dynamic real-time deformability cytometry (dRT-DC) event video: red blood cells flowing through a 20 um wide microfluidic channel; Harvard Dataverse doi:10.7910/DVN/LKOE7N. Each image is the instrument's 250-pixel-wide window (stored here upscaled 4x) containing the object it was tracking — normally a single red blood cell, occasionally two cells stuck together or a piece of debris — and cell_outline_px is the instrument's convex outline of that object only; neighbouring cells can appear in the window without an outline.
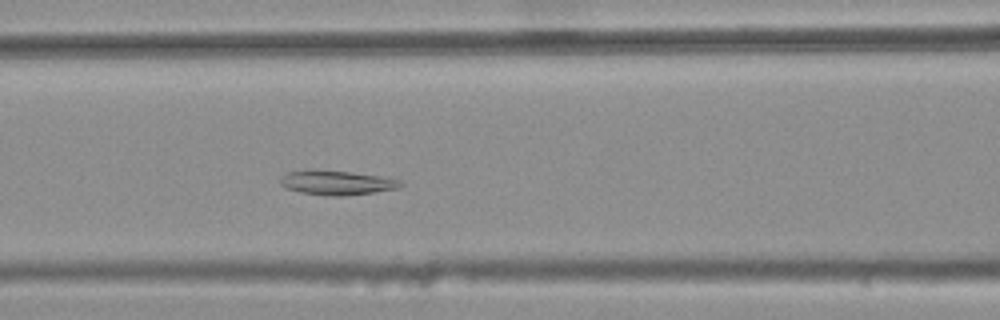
{"species": "common noctule bat (a hibernating species)", "species_latin": "Nyctalus noctula", "temperature_condition": "warm", "stored_images_in_passage": 40, "camera_frame_rate_fps": 3000, "um_per_image_px": 0.085, "animal": {"sex": "female", "body_mass_g": 25.1}, "frame": {"image": 1, "passage_image": 20, "time_ms": 6.333, "image_size_px": [1000, 320], "cell_outline_px": [[404, 184], [396, 188], [376, 192], [348, 196], [328, 196], [300, 192], [284, 188], [280, 184], [280, 176], [288, 172], [308, 168], [312, 168], [352, 172], [380, 176], [400, 180]], "centroid_in_image_um": [28.55, 15.51], "position_along_channel_um": 138.0, "area_um2": 17.57}}
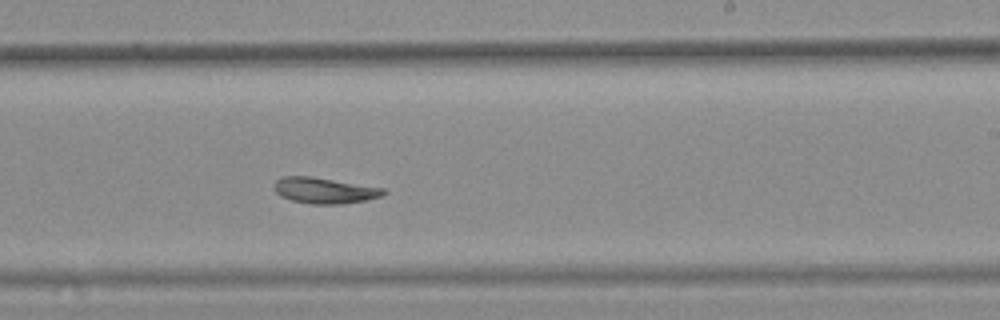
{"frame": {"image": 2, "passage_image": 30, "time_ms": 9.667, "image_size_px": [1000, 320], "cell_outline_px": [[388, 192], [380, 196], [364, 200], [340, 204], [312, 204], [292, 200], [280, 196], [272, 188], [272, 184], [276, 180], [284, 176], [312, 176], [384, 188]], "centroid_in_image_um": [27.53, 16.18], "position_along_channel_um": 261.5, "area_um2": 16.53}}
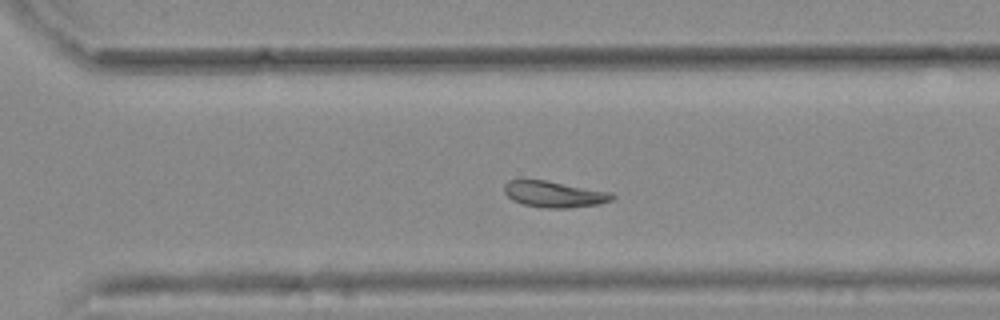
{"frame": {"image": 3, "passage_image": 35, "time_ms": 11.333, "image_size_px": [1000, 320], "cell_outline_px": [[616, 196], [612, 200], [600, 204], [572, 208], [548, 208], [524, 204], [512, 200], [504, 192], [504, 184], [508, 180], [544, 180], [612, 192]], "centroid_in_image_um": [47.14, 16.51], "position_along_channel_um": 323.5, "area_um2": 16.47}, "authors_computed_cell_mechanics": {"area_um2": 17.2244, "velocity_mm_per_s": 3.7165, "shape_relaxation_time_tau1_ms": null, "shape_relaxation_time_tau2_ms": 5.8872, "deformation_change_tau1": null, "deformation_change_tau2": 0.1026}}